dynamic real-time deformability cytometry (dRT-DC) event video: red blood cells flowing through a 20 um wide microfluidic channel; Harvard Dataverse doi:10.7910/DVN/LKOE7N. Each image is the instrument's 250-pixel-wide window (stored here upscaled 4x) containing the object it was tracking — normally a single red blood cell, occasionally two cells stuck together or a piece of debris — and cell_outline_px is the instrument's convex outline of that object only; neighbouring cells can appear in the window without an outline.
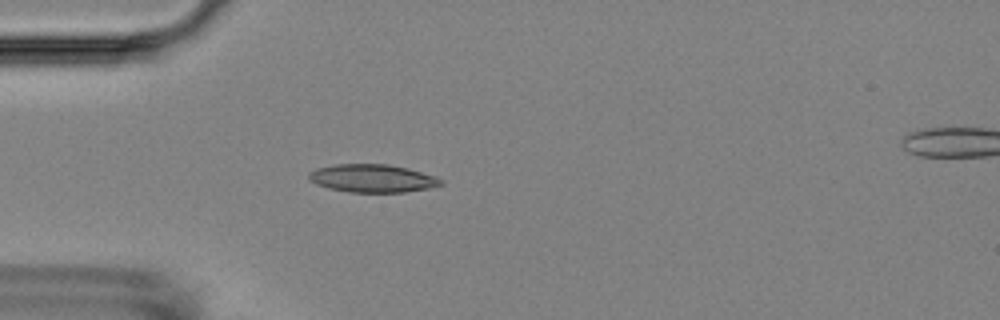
{"species": "Egyptian fruit bat (a non-hibernating species)", "species_latin": "Rousettus aegyptiacus", "temperature_condition": "room temperature", "stored_images_in_passage": 5, "camera_frame_rate_fps": 3000, "um_per_image_px": 0.085, "animal": {"sex": "female"}, "frame": {"image": 1, "passage_image": 5, "time_ms": 4.667, "image_size_px": [1000, 320], "cell_outline_px": [[444, 184], [428, 188], [404, 192], [348, 192], [328, 188], [316, 184], [308, 180], [308, 172], [316, 168], [336, 164], [388, 164], [408, 168], [436, 176], [444, 180]], "centroid_in_image_um": [31.65, 15.15], "position_along_channel_um": 53.4, "area_um2": 21.73}}